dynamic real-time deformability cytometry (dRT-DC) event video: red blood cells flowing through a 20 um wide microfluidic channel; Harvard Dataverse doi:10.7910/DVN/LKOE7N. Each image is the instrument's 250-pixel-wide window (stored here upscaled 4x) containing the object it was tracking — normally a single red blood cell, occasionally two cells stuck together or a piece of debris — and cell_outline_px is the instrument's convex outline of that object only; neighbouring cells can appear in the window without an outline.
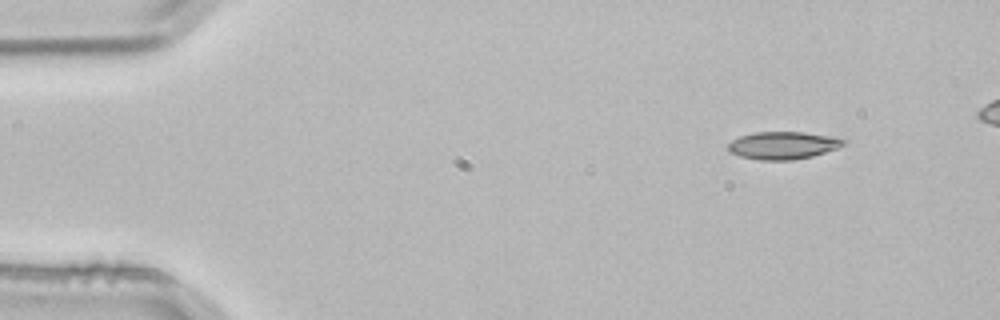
{"species": "common noctule bat (a hibernating species)", "species_latin": "Nyctalus noctula", "temperature_condition": "room temperature", "stored_images_in_passage": 4, "camera_frame_rate_fps": 3000, "um_per_image_px": 0.085, "animal": {"sex": "male", "body_mass_g": 21.5, "forearm_length_mm": 52.0}, "frame": {"image": 1, "passage_image": 1, "time_ms": 0.0, "image_size_px": [1000, 320], "cell_outline_px": [[848, 144], [812, 156], [792, 160], [760, 160], [740, 156], [728, 152], [728, 144], [732, 140], [740, 136], [756, 132], [804, 132], [836, 136], [848, 140]], "centroid_in_image_um": [66.6, 12.35], "position_along_channel_um": 18.4, "area_um2": 18.73}}